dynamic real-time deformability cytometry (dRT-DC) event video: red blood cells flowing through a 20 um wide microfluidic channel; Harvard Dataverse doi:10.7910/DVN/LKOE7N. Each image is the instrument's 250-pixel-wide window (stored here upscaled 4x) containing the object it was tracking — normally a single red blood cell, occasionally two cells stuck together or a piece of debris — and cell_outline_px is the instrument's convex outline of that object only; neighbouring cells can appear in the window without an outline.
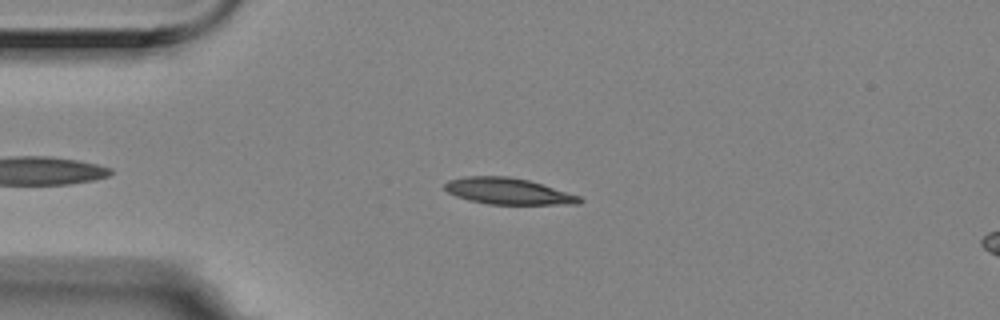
{"species": "Egyptian fruit bat (a non-hibernating species)", "species_latin": "Rousettus aegyptiacus", "temperature_condition": "room temperature", "stored_images_in_passage": 4, "segment_of_instrument_passage": [1, 2], "camera_frame_rate_fps": 3000, "um_per_image_px": 0.085, "animal": {"sex": "female"}, "frame": {"image": 1, "passage_image": 3, "time_ms": 0.667, "image_size_px": [1000, 320], "cell_outline_px": [[584, 200], [580, 204], [488, 204], [468, 200], [456, 196], [448, 192], [444, 188], [444, 184], [448, 180], [464, 176], [508, 176], [528, 180], [568, 192], [580, 196]], "centroid_in_image_um": [43.18, 16.25], "position_along_channel_um": 41.8, "area_um2": 20.69}}